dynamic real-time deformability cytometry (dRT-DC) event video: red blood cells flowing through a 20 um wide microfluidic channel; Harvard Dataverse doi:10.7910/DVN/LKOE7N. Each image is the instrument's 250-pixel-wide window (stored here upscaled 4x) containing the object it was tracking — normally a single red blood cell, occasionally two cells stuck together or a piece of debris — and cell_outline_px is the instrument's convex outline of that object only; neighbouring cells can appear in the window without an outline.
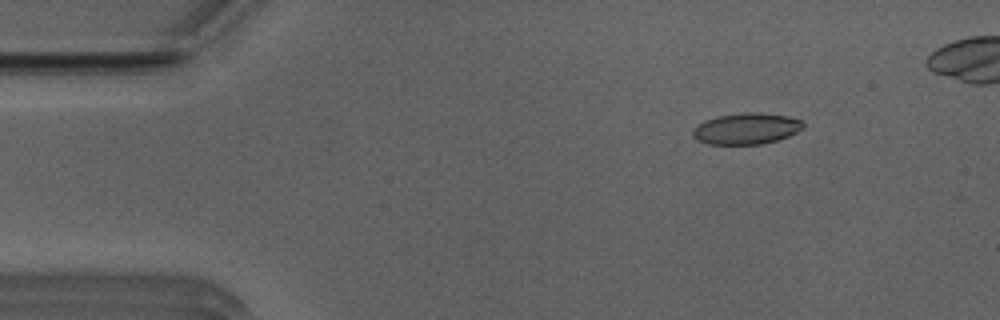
{"species": "Egyptian fruit bat (a non-hibernating species)", "species_latin": "Rousettus aegyptiacus", "temperature_condition": "room temperature", "stored_images_in_passage": 9, "camera_frame_rate_fps": 3000, "um_per_image_px": 0.085, "animal": {"sex": "male"}, "frame": {"image": 1, "passage_image": 2, "time_ms": 0.333, "image_size_px": [1000, 320], "cell_outline_px": [[804, 128], [788, 136], [776, 140], [760, 144], [708, 144], [692, 136], [692, 128], [696, 124], [704, 120], [716, 116], [752, 112], [756, 112], [788, 116], [804, 120]], "centroid_in_image_um": [63.43, 10.92], "position_along_channel_um": 21.6, "area_um2": 20.11}}